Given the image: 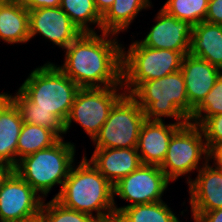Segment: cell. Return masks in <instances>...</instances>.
Returning a JSON list of instances; mask_svg holds the SVG:
<instances>
[{
    "instance_id": "9c48e42d",
    "label": "cell",
    "mask_w": 222,
    "mask_h": 222,
    "mask_svg": "<svg viewBox=\"0 0 222 222\" xmlns=\"http://www.w3.org/2000/svg\"><path fill=\"white\" fill-rule=\"evenodd\" d=\"M123 89V86L80 88L64 123L65 134L75 122L92 141L106 122L111 108L125 94Z\"/></svg>"
},
{
    "instance_id": "f1b7e54d",
    "label": "cell",
    "mask_w": 222,
    "mask_h": 222,
    "mask_svg": "<svg viewBox=\"0 0 222 222\" xmlns=\"http://www.w3.org/2000/svg\"><path fill=\"white\" fill-rule=\"evenodd\" d=\"M200 127L209 153L222 149V114L207 118Z\"/></svg>"
},
{
    "instance_id": "2e32d148",
    "label": "cell",
    "mask_w": 222,
    "mask_h": 222,
    "mask_svg": "<svg viewBox=\"0 0 222 222\" xmlns=\"http://www.w3.org/2000/svg\"><path fill=\"white\" fill-rule=\"evenodd\" d=\"M181 72L184 77L187 99L194 109L210 92L222 70L190 54L183 57Z\"/></svg>"
},
{
    "instance_id": "3957f363",
    "label": "cell",
    "mask_w": 222,
    "mask_h": 222,
    "mask_svg": "<svg viewBox=\"0 0 222 222\" xmlns=\"http://www.w3.org/2000/svg\"><path fill=\"white\" fill-rule=\"evenodd\" d=\"M130 95L143 109L146 120L163 121V117H170L183 126L192 118L193 108L187 99L181 70L142 82Z\"/></svg>"
},
{
    "instance_id": "e575fe53",
    "label": "cell",
    "mask_w": 222,
    "mask_h": 222,
    "mask_svg": "<svg viewBox=\"0 0 222 222\" xmlns=\"http://www.w3.org/2000/svg\"><path fill=\"white\" fill-rule=\"evenodd\" d=\"M12 95L7 92L0 93V114L12 102Z\"/></svg>"
},
{
    "instance_id": "836d02e7",
    "label": "cell",
    "mask_w": 222,
    "mask_h": 222,
    "mask_svg": "<svg viewBox=\"0 0 222 222\" xmlns=\"http://www.w3.org/2000/svg\"><path fill=\"white\" fill-rule=\"evenodd\" d=\"M13 170L14 168L11 165L6 162L0 161V187Z\"/></svg>"
},
{
    "instance_id": "7402d4cb",
    "label": "cell",
    "mask_w": 222,
    "mask_h": 222,
    "mask_svg": "<svg viewBox=\"0 0 222 222\" xmlns=\"http://www.w3.org/2000/svg\"><path fill=\"white\" fill-rule=\"evenodd\" d=\"M61 138L51 129L23 123L17 144V164L20 159L53 146Z\"/></svg>"
},
{
    "instance_id": "d6986e66",
    "label": "cell",
    "mask_w": 222,
    "mask_h": 222,
    "mask_svg": "<svg viewBox=\"0 0 222 222\" xmlns=\"http://www.w3.org/2000/svg\"><path fill=\"white\" fill-rule=\"evenodd\" d=\"M0 39L7 44L30 41L29 10L19 1L0 3Z\"/></svg>"
},
{
    "instance_id": "8d00e7d4",
    "label": "cell",
    "mask_w": 222,
    "mask_h": 222,
    "mask_svg": "<svg viewBox=\"0 0 222 222\" xmlns=\"http://www.w3.org/2000/svg\"><path fill=\"white\" fill-rule=\"evenodd\" d=\"M94 222H122V220L115 214L107 218L96 219Z\"/></svg>"
},
{
    "instance_id": "8992f818",
    "label": "cell",
    "mask_w": 222,
    "mask_h": 222,
    "mask_svg": "<svg viewBox=\"0 0 222 222\" xmlns=\"http://www.w3.org/2000/svg\"><path fill=\"white\" fill-rule=\"evenodd\" d=\"M189 51L154 49L138 40L128 50L122 46V86L131 94L142 82L162 78L181 69L183 57Z\"/></svg>"
},
{
    "instance_id": "8fae6325",
    "label": "cell",
    "mask_w": 222,
    "mask_h": 222,
    "mask_svg": "<svg viewBox=\"0 0 222 222\" xmlns=\"http://www.w3.org/2000/svg\"><path fill=\"white\" fill-rule=\"evenodd\" d=\"M44 199L15 170L0 187V222H22L41 213Z\"/></svg>"
},
{
    "instance_id": "ffe728a7",
    "label": "cell",
    "mask_w": 222,
    "mask_h": 222,
    "mask_svg": "<svg viewBox=\"0 0 222 222\" xmlns=\"http://www.w3.org/2000/svg\"><path fill=\"white\" fill-rule=\"evenodd\" d=\"M22 125L20 112L11 102L0 114V161L13 168L17 165V144Z\"/></svg>"
},
{
    "instance_id": "277c9868",
    "label": "cell",
    "mask_w": 222,
    "mask_h": 222,
    "mask_svg": "<svg viewBox=\"0 0 222 222\" xmlns=\"http://www.w3.org/2000/svg\"><path fill=\"white\" fill-rule=\"evenodd\" d=\"M18 89L34 109L50 111L65 123L80 87L57 64L47 61L32 70Z\"/></svg>"
},
{
    "instance_id": "484cf974",
    "label": "cell",
    "mask_w": 222,
    "mask_h": 222,
    "mask_svg": "<svg viewBox=\"0 0 222 222\" xmlns=\"http://www.w3.org/2000/svg\"><path fill=\"white\" fill-rule=\"evenodd\" d=\"M208 3L209 0H167L161 9L194 26L205 20Z\"/></svg>"
},
{
    "instance_id": "6da1fadb",
    "label": "cell",
    "mask_w": 222,
    "mask_h": 222,
    "mask_svg": "<svg viewBox=\"0 0 222 222\" xmlns=\"http://www.w3.org/2000/svg\"><path fill=\"white\" fill-rule=\"evenodd\" d=\"M101 33H81L64 49V63L57 65L80 88L122 86L123 44L116 34Z\"/></svg>"
},
{
    "instance_id": "ba28073f",
    "label": "cell",
    "mask_w": 222,
    "mask_h": 222,
    "mask_svg": "<svg viewBox=\"0 0 222 222\" xmlns=\"http://www.w3.org/2000/svg\"><path fill=\"white\" fill-rule=\"evenodd\" d=\"M200 161L202 164L210 161V153L201 127L189 122L172 135L166 157L159 167L173 182L180 176L198 171L202 167Z\"/></svg>"
},
{
    "instance_id": "f546056e",
    "label": "cell",
    "mask_w": 222,
    "mask_h": 222,
    "mask_svg": "<svg viewBox=\"0 0 222 222\" xmlns=\"http://www.w3.org/2000/svg\"><path fill=\"white\" fill-rule=\"evenodd\" d=\"M204 21L222 25V0H209Z\"/></svg>"
},
{
    "instance_id": "7a4b0ae2",
    "label": "cell",
    "mask_w": 222,
    "mask_h": 222,
    "mask_svg": "<svg viewBox=\"0 0 222 222\" xmlns=\"http://www.w3.org/2000/svg\"><path fill=\"white\" fill-rule=\"evenodd\" d=\"M78 164L72 166L62 188L54 198L63 206L95 219L115 215L113 185L86 156Z\"/></svg>"
},
{
    "instance_id": "7c38bea8",
    "label": "cell",
    "mask_w": 222,
    "mask_h": 222,
    "mask_svg": "<svg viewBox=\"0 0 222 222\" xmlns=\"http://www.w3.org/2000/svg\"><path fill=\"white\" fill-rule=\"evenodd\" d=\"M81 33L60 7L29 10L30 40L39 34L63 50Z\"/></svg>"
},
{
    "instance_id": "4316f807",
    "label": "cell",
    "mask_w": 222,
    "mask_h": 222,
    "mask_svg": "<svg viewBox=\"0 0 222 222\" xmlns=\"http://www.w3.org/2000/svg\"><path fill=\"white\" fill-rule=\"evenodd\" d=\"M222 114V73L203 100L193 109L190 123L200 126L207 118Z\"/></svg>"
},
{
    "instance_id": "5bb4252c",
    "label": "cell",
    "mask_w": 222,
    "mask_h": 222,
    "mask_svg": "<svg viewBox=\"0 0 222 222\" xmlns=\"http://www.w3.org/2000/svg\"><path fill=\"white\" fill-rule=\"evenodd\" d=\"M209 161L197 171L194 180L188 176L191 212H208L222 208V172ZM190 178V179H189Z\"/></svg>"
},
{
    "instance_id": "d590c367",
    "label": "cell",
    "mask_w": 222,
    "mask_h": 222,
    "mask_svg": "<svg viewBox=\"0 0 222 222\" xmlns=\"http://www.w3.org/2000/svg\"><path fill=\"white\" fill-rule=\"evenodd\" d=\"M210 160H213L214 161L213 163L222 172V154L219 151L214 152V153L210 154Z\"/></svg>"
},
{
    "instance_id": "e0dca14e",
    "label": "cell",
    "mask_w": 222,
    "mask_h": 222,
    "mask_svg": "<svg viewBox=\"0 0 222 222\" xmlns=\"http://www.w3.org/2000/svg\"><path fill=\"white\" fill-rule=\"evenodd\" d=\"M88 160L113 186L142 164L137 148H95Z\"/></svg>"
},
{
    "instance_id": "4fadbf2b",
    "label": "cell",
    "mask_w": 222,
    "mask_h": 222,
    "mask_svg": "<svg viewBox=\"0 0 222 222\" xmlns=\"http://www.w3.org/2000/svg\"><path fill=\"white\" fill-rule=\"evenodd\" d=\"M155 19V25L145 38L138 40L142 45L154 49L190 51L193 26L188 21L179 20L163 9L159 10Z\"/></svg>"
},
{
    "instance_id": "ac0fdd59",
    "label": "cell",
    "mask_w": 222,
    "mask_h": 222,
    "mask_svg": "<svg viewBox=\"0 0 222 222\" xmlns=\"http://www.w3.org/2000/svg\"><path fill=\"white\" fill-rule=\"evenodd\" d=\"M189 54L222 70V25L206 21L194 25Z\"/></svg>"
},
{
    "instance_id": "52a82bcc",
    "label": "cell",
    "mask_w": 222,
    "mask_h": 222,
    "mask_svg": "<svg viewBox=\"0 0 222 222\" xmlns=\"http://www.w3.org/2000/svg\"><path fill=\"white\" fill-rule=\"evenodd\" d=\"M146 117L139 103L124 94L111 108L106 122L92 140L95 148H137Z\"/></svg>"
},
{
    "instance_id": "9a60e30c",
    "label": "cell",
    "mask_w": 222,
    "mask_h": 222,
    "mask_svg": "<svg viewBox=\"0 0 222 222\" xmlns=\"http://www.w3.org/2000/svg\"><path fill=\"white\" fill-rule=\"evenodd\" d=\"M181 126L176 122L165 124L164 120H145L137 144L141 163L160 166L166 157L172 135Z\"/></svg>"
},
{
    "instance_id": "4dcf8cb0",
    "label": "cell",
    "mask_w": 222,
    "mask_h": 222,
    "mask_svg": "<svg viewBox=\"0 0 222 222\" xmlns=\"http://www.w3.org/2000/svg\"><path fill=\"white\" fill-rule=\"evenodd\" d=\"M195 222H222V208L208 212H191Z\"/></svg>"
},
{
    "instance_id": "cb8c5ba5",
    "label": "cell",
    "mask_w": 222,
    "mask_h": 222,
    "mask_svg": "<svg viewBox=\"0 0 222 222\" xmlns=\"http://www.w3.org/2000/svg\"><path fill=\"white\" fill-rule=\"evenodd\" d=\"M59 7L82 33H96V27L101 32L102 16L97 11L94 0H61Z\"/></svg>"
},
{
    "instance_id": "1f68e13d",
    "label": "cell",
    "mask_w": 222,
    "mask_h": 222,
    "mask_svg": "<svg viewBox=\"0 0 222 222\" xmlns=\"http://www.w3.org/2000/svg\"><path fill=\"white\" fill-rule=\"evenodd\" d=\"M27 10L37 8L59 7L61 0H18Z\"/></svg>"
},
{
    "instance_id": "d4e9b609",
    "label": "cell",
    "mask_w": 222,
    "mask_h": 222,
    "mask_svg": "<svg viewBox=\"0 0 222 222\" xmlns=\"http://www.w3.org/2000/svg\"><path fill=\"white\" fill-rule=\"evenodd\" d=\"M175 215L163 200L125 207L117 214L122 222H181Z\"/></svg>"
},
{
    "instance_id": "603a6c76",
    "label": "cell",
    "mask_w": 222,
    "mask_h": 222,
    "mask_svg": "<svg viewBox=\"0 0 222 222\" xmlns=\"http://www.w3.org/2000/svg\"><path fill=\"white\" fill-rule=\"evenodd\" d=\"M12 102L18 108L23 123L43 126L53 130L60 138H64V123L50 111L43 109H34L32 103L19 89L12 96Z\"/></svg>"
},
{
    "instance_id": "74e56055",
    "label": "cell",
    "mask_w": 222,
    "mask_h": 222,
    "mask_svg": "<svg viewBox=\"0 0 222 222\" xmlns=\"http://www.w3.org/2000/svg\"><path fill=\"white\" fill-rule=\"evenodd\" d=\"M22 222H46L44 216L40 213L35 217H32L30 219L24 220Z\"/></svg>"
},
{
    "instance_id": "d6a6232c",
    "label": "cell",
    "mask_w": 222,
    "mask_h": 222,
    "mask_svg": "<svg viewBox=\"0 0 222 222\" xmlns=\"http://www.w3.org/2000/svg\"><path fill=\"white\" fill-rule=\"evenodd\" d=\"M115 0H94L95 7L99 14L103 16L112 6Z\"/></svg>"
},
{
    "instance_id": "44dd1931",
    "label": "cell",
    "mask_w": 222,
    "mask_h": 222,
    "mask_svg": "<svg viewBox=\"0 0 222 222\" xmlns=\"http://www.w3.org/2000/svg\"><path fill=\"white\" fill-rule=\"evenodd\" d=\"M152 6L151 0H115L112 6L102 16L101 32L113 33L129 29V25L143 9Z\"/></svg>"
},
{
    "instance_id": "83f0119b",
    "label": "cell",
    "mask_w": 222,
    "mask_h": 222,
    "mask_svg": "<svg viewBox=\"0 0 222 222\" xmlns=\"http://www.w3.org/2000/svg\"><path fill=\"white\" fill-rule=\"evenodd\" d=\"M43 201L41 214L46 222H94L96 219L88 214L67 208L55 198L45 203Z\"/></svg>"
},
{
    "instance_id": "5b68a950",
    "label": "cell",
    "mask_w": 222,
    "mask_h": 222,
    "mask_svg": "<svg viewBox=\"0 0 222 222\" xmlns=\"http://www.w3.org/2000/svg\"><path fill=\"white\" fill-rule=\"evenodd\" d=\"M61 138L53 146L23 157L14 168L44 200L55 185L63 186L74 165V143Z\"/></svg>"
},
{
    "instance_id": "f35d334b",
    "label": "cell",
    "mask_w": 222,
    "mask_h": 222,
    "mask_svg": "<svg viewBox=\"0 0 222 222\" xmlns=\"http://www.w3.org/2000/svg\"><path fill=\"white\" fill-rule=\"evenodd\" d=\"M18 0H0V3H8V2H14Z\"/></svg>"
},
{
    "instance_id": "30bf717a",
    "label": "cell",
    "mask_w": 222,
    "mask_h": 222,
    "mask_svg": "<svg viewBox=\"0 0 222 222\" xmlns=\"http://www.w3.org/2000/svg\"><path fill=\"white\" fill-rule=\"evenodd\" d=\"M169 181L159 166L141 164L113 186L114 197L116 195L120 199L132 202L117 207L114 201L116 215L125 207L162 201L161 197L168 188Z\"/></svg>"
}]
</instances>
